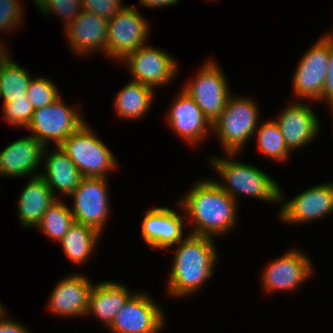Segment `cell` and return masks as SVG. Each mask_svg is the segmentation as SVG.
<instances>
[{
	"label": "cell",
	"instance_id": "cell-23",
	"mask_svg": "<svg viewBox=\"0 0 333 333\" xmlns=\"http://www.w3.org/2000/svg\"><path fill=\"white\" fill-rule=\"evenodd\" d=\"M17 198L18 221L25 228H35L57 199L40 175L29 178Z\"/></svg>",
	"mask_w": 333,
	"mask_h": 333
},
{
	"label": "cell",
	"instance_id": "cell-21",
	"mask_svg": "<svg viewBox=\"0 0 333 333\" xmlns=\"http://www.w3.org/2000/svg\"><path fill=\"white\" fill-rule=\"evenodd\" d=\"M53 147L50 150L45 146L43 150L44 172L40 176L56 198H60L57 191L68 197L80 184L83 176L60 145Z\"/></svg>",
	"mask_w": 333,
	"mask_h": 333
},
{
	"label": "cell",
	"instance_id": "cell-29",
	"mask_svg": "<svg viewBox=\"0 0 333 333\" xmlns=\"http://www.w3.org/2000/svg\"><path fill=\"white\" fill-rule=\"evenodd\" d=\"M54 83L45 76L32 77L26 95L35 110L50 105L61 97V91Z\"/></svg>",
	"mask_w": 333,
	"mask_h": 333
},
{
	"label": "cell",
	"instance_id": "cell-1",
	"mask_svg": "<svg viewBox=\"0 0 333 333\" xmlns=\"http://www.w3.org/2000/svg\"><path fill=\"white\" fill-rule=\"evenodd\" d=\"M179 198L177 201L185 212L186 220H192L187 221L188 227L194 225L188 232L190 234L217 238L229 233L238 224V202L212 178L194 182Z\"/></svg>",
	"mask_w": 333,
	"mask_h": 333
},
{
	"label": "cell",
	"instance_id": "cell-20",
	"mask_svg": "<svg viewBox=\"0 0 333 333\" xmlns=\"http://www.w3.org/2000/svg\"><path fill=\"white\" fill-rule=\"evenodd\" d=\"M64 30L74 54L85 57L100 52L106 55L107 19L82 10Z\"/></svg>",
	"mask_w": 333,
	"mask_h": 333
},
{
	"label": "cell",
	"instance_id": "cell-11",
	"mask_svg": "<svg viewBox=\"0 0 333 333\" xmlns=\"http://www.w3.org/2000/svg\"><path fill=\"white\" fill-rule=\"evenodd\" d=\"M147 292H135L114 316L111 333H158L166 325L162 305Z\"/></svg>",
	"mask_w": 333,
	"mask_h": 333
},
{
	"label": "cell",
	"instance_id": "cell-17",
	"mask_svg": "<svg viewBox=\"0 0 333 333\" xmlns=\"http://www.w3.org/2000/svg\"><path fill=\"white\" fill-rule=\"evenodd\" d=\"M310 105L295 100L274 119L291 153L313 142L320 133L319 118Z\"/></svg>",
	"mask_w": 333,
	"mask_h": 333
},
{
	"label": "cell",
	"instance_id": "cell-27",
	"mask_svg": "<svg viewBox=\"0 0 333 333\" xmlns=\"http://www.w3.org/2000/svg\"><path fill=\"white\" fill-rule=\"evenodd\" d=\"M254 136H257V150L267 158L278 163H283L291 155L274 118L269 121L265 120L262 124L258 125Z\"/></svg>",
	"mask_w": 333,
	"mask_h": 333
},
{
	"label": "cell",
	"instance_id": "cell-8",
	"mask_svg": "<svg viewBox=\"0 0 333 333\" xmlns=\"http://www.w3.org/2000/svg\"><path fill=\"white\" fill-rule=\"evenodd\" d=\"M202 110L211 124L221 115L231 93L229 83L218 62L206 60L197 76L182 88Z\"/></svg>",
	"mask_w": 333,
	"mask_h": 333
},
{
	"label": "cell",
	"instance_id": "cell-34",
	"mask_svg": "<svg viewBox=\"0 0 333 333\" xmlns=\"http://www.w3.org/2000/svg\"><path fill=\"white\" fill-rule=\"evenodd\" d=\"M332 98H333V41L329 38L328 73L323 86L322 97L318 101L326 103L328 100Z\"/></svg>",
	"mask_w": 333,
	"mask_h": 333
},
{
	"label": "cell",
	"instance_id": "cell-2",
	"mask_svg": "<svg viewBox=\"0 0 333 333\" xmlns=\"http://www.w3.org/2000/svg\"><path fill=\"white\" fill-rule=\"evenodd\" d=\"M214 241L215 238L188 233L174 245L176 248L166 288L169 296H193L215 274L219 255Z\"/></svg>",
	"mask_w": 333,
	"mask_h": 333
},
{
	"label": "cell",
	"instance_id": "cell-10",
	"mask_svg": "<svg viewBox=\"0 0 333 333\" xmlns=\"http://www.w3.org/2000/svg\"><path fill=\"white\" fill-rule=\"evenodd\" d=\"M328 63L329 37L323 34L314 45L312 44L307 49L296 65L292 78V88L297 100L317 102L322 97L328 73Z\"/></svg>",
	"mask_w": 333,
	"mask_h": 333
},
{
	"label": "cell",
	"instance_id": "cell-13",
	"mask_svg": "<svg viewBox=\"0 0 333 333\" xmlns=\"http://www.w3.org/2000/svg\"><path fill=\"white\" fill-rule=\"evenodd\" d=\"M284 198L280 189L282 205L277 217L281 222L290 225L311 223L333 213V181L312 186L288 201H284Z\"/></svg>",
	"mask_w": 333,
	"mask_h": 333
},
{
	"label": "cell",
	"instance_id": "cell-24",
	"mask_svg": "<svg viewBox=\"0 0 333 333\" xmlns=\"http://www.w3.org/2000/svg\"><path fill=\"white\" fill-rule=\"evenodd\" d=\"M155 91L140 82L130 81L115 96L114 110L123 119H141L150 110Z\"/></svg>",
	"mask_w": 333,
	"mask_h": 333
},
{
	"label": "cell",
	"instance_id": "cell-7",
	"mask_svg": "<svg viewBox=\"0 0 333 333\" xmlns=\"http://www.w3.org/2000/svg\"><path fill=\"white\" fill-rule=\"evenodd\" d=\"M150 25L138 7L127 5L108 20L106 57L119 63L129 53L148 44Z\"/></svg>",
	"mask_w": 333,
	"mask_h": 333
},
{
	"label": "cell",
	"instance_id": "cell-26",
	"mask_svg": "<svg viewBox=\"0 0 333 333\" xmlns=\"http://www.w3.org/2000/svg\"><path fill=\"white\" fill-rule=\"evenodd\" d=\"M30 74V71L16 63L10 54L1 61L0 98L3 103H10L18 98H28L26 91L32 79Z\"/></svg>",
	"mask_w": 333,
	"mask_h": 333
},
{
	"label": "cell",
	"instance_id": "cell-25",
	"mask_svg": "<svg viewBox=\"0 0 333 333\" xmlns=\"http://www.w3.org/2000/svg\"><path fill=\"white\" fill-rule=\"evenodd\" d=\"M101 236L94 228L75 222L59 243L69 261L82 265L89 261Z\"/></svg>",
	"mask_w": 333,
	"mask_h": 333
},
{
	"label": "cell",
	"instance_id": "cell-16",
	"mask_svg": "<svg viewBox=\"0 0 333 333\" xmlns=\"http://www.w3.org/2000/svg\"><path fill=\"white\" fill-rule=\"evenodd\" d=\"M166 113L168 126L190 145L198 146L212 132V124L195 101L181 88Z\"/></svg>",
	"mask_w": 333,
	"mask_h": 333
},
{
	"label": "cell",
	"instance_id": "cell-14",
	"mask_svg": "<svg viewBox=\"0 0 333 333\" xmlns=\"http://www.w3.org/2000/svg\"><path fill=\"white\" fill-rule=\"evenodd\" d=\"M312 264L305 252L293 248L287 250L262 270V289L271 294L277 291L293 292L314 276Z\"/></svg>",
	"mask_w": 333,
	"mask_h": 333
},
{
	"label": "cell",
	"instance_id": "cell-9",
	"mask_svg": "<svg viewBox=\"0 0 333 333\" xmlns=\"http://www.w3.org/2000/svg\"><path fill=\"white\" fill-rule=\"evenodd\" d=\"M108 179L83 177L77 188L68 196L73 201L71 212L76 223L90 226L100 234L104 232L109 215Z\"/></svg>",
	"mask_w": 333,
	"mask_h": 333
},
{
	"label": "cell",
	"instance_id": "cell-30",
	"mask_svg": "<svg viewBox=\"0 0 333 333\" xmlns=\"http://www.w3.org/2000/svg\"><path fill=\"white\" fill-rule=\"evenodd\" d=\"M40 9L42 15H50L54 13L61 17L63 20V28H67L74 18L83 10L81 0H42L41 3L35 7ZM65 20V21H64Z\"/></svg>",
	"mask_w": 333,
	"mask_h": 333
},
{
	"label": "cell",
	"instance_id": "cell-40",
	"mask_svg": "<svg viewBox=\"0 0 333 333\" xmlns=\"http://www.w3.org/2000/svg\"><path fill=\"white\" fill-rule=\"evenodd\" d=\"M326 35L333 41V32H327Z\"/></svg>",
	"mask_w": 333,
	"mask_h": 333
},
{
	"label": "cell",
	"instance_id": "cell-12",
	"mask_svg": "<svg viewBox=\"0 0 333 333\" xmlns=\"http://www.w3.org/2000/svg\"><path fill=\"white\" fill-rule=\"evenodd\" d=\"M121 63L130 71L132 81L150 86L154 90L172 82L179 67L176 59L168 52L147 44L129 53Z\"/></svg>",
	"mask_w": 333,
	"mask_h": 333
},
{
	"label": "cell",
	"instance_id": "cell-42",
	"mask_svg": "<svg viewBox=\"0 0 333 333\" xmlns=\"http://www.w3.org/2000/svg\"><path fill=\"white\" fill-rule=\"evenodd\" d=\"M5 57L0 58V70H1V61L4 59Z\"/></svg>",
	"mask_w": 333,
	"mask_h": 333
},
{
	"label": "cell",
	"instance_id": "cell-33",
	"mask_svg": "<svg viewBox=\"0 0 333 333\" xmlns=\"http://www.w3.org/2000/svg\"><path fill=\"white\" fill-rule=\"evenodd\" d=\"M82 9L107 20L121 12L126 5L122 0H81Z\"/></svg>",
	"mask_w": 333,
	"mask_h": 333
},
{
	"label": "cell",
	"instance_id": "cell-28",
	"mask_svg": "<svg viewBox=\"0 0 333 333\" xmlns=\"http://www.w3.org/2000/svg\"><path fill=\"white\" fill-rule=\"evenodd\" d=\"M75 223L71 209L61 198H57L43 214L41 222L35 227L47 238L59 243Z\"/></svg>",
	"mask_w": 333,
	"mask_h": 333
},
{
	"label": "cell",
	"instance_id": "cell-31",
	"mask_svg": "<svg viewBox=\"0 0 333 333\" xmlns=\"http://www.w3.org/2000/svg\"><path fill=\"white\" fill-rule=\"evenodd\" d=\"M2 106V118H4L5 122H8V125L12 124L23 129L27 128L35 110L28 98L13 99L12 102L3 103Z\"/></svg>",
	"mask_w": 333,
	"mask_h": 333
},
{
	"label": "cell",
	"instance_id": "cell-19",
	"mask_svg": "<svg viewBox=\"0 0 333 333\" xmlns=\"http://www.w3.org/2000/svg\"><path fill=\"white\" fill-rule=\"evenodd\" d=\"M45 146L33 136L14 140L0 152V178L35 177L40 175Z\"/></svg>",
	"mask_w": 333,
	"mask_h": 333
},
{
	"label": "cell",
	"instance_id": "cell-32",
	"mask_svg": "<svg viewBox=\"0 0 333 333\" xmlns=\"http://www.w3.org/2000/svg\"><path fill=\"white\" fill-rule=\"evenodd\" d=\"M22 3L19 0H0V32H14L19 29L24 17ZM23 21V22H22Z\"/></svg>",
	"mask_w": 333,
	"mask_h": 333
},
{
	"label": "cell",
	"instance_id": "cell-15",
	"mask_svg": "<svg viewBox=\"0 0 333 333\" xmlns=\"http://www.w3.org/2000/svg\"><path fill=\"white\" fill-rule=\"evenodd\" d=\"M177 203L180 213L166 206L146 209L141 222V237L149 247L167 252L187 235L183 232L186 215Z\"/></svg>",
	"mask_w": 333,
	"mask_h": 333
},
{
	"label": "cell",
	"instance_id": "cell-22",
	"mask_svg": "<svg viewBox=\"0 0 333 333\" xmlns=\"http://www.w3.org/2000/svg\"><path fill=\"white\" fill-rule=\"evenodd\" d=\"M91 291L88 310L86 316H95L96 320L107 329L111 326L114 316L118 310L134 294L133 291L123 283L114 281L94 282Z\"/></svg>",
	"mask_w": 333,
	"mask_h": 333
},
{
	"label": "cell",
	"instance_id": "cell-36",
	"mask_svg": "<svg viewBox=\"0 0 333 333\" xmlns=\"http://www.w3.org/2000/svg\"><path fill=\"white\" fill-rule=\"evenodd\" d=\"M180 0H140L141 6L146 8L171 7L179 3Z\"/></svg>",
	"mask_w": 333,
	"mask_h": 333
},
{
	"label": "cell",
	"instance_id": "cell-18",
	"mask_svg": "<svg viewBox=\"0 0 333 333\" xmlns=\"http://www.w3.org/2000/svg\"><path fill=\"white\" fill-rule=\"evenodd\" d=\"M94 285L87 276L80 273L64 276L53 288L47 309L60 317H86Z\"/></svg>",
	"mask_w": 333,
	"mask_h": 333
},
{
	"label": "cell",
	"instance_id": "cell-41",
	"mask_svg": "<svg viewBox=\"0 0 333 333\" xmlns=\"http://www.w3.org/2000/svg\"><path fill=\"white\" fill-rule=\"evenodd\" d=\"M42 0H33V2L35 3L34 5H36L35 7H37L40 3H41Z\"/></svg>",
	"mask_w": 333,
	"mask_h": 333
},
{
	"label": "cell",
	"instance_id": "cell-6",
	"mask_svg": "<svg viewBox=\"0 0 333 333\" xmlns=\"http://www.w3.org/2000/svg\"><path fill=\"white\" fill-rule=\"evenodd\" d=\"M62 100V96L54 103L34 110L32 119L27 126L32 135L44 146L53 143L60 145L85 122L79 108H72Z\"/></svg>",
	"mask_w": 333,
	"mask_h": 333
},
{
	"label": "cell",
	"instance_id": "cell-3",
	"mask_svg": "<svg viewBox=\"0 0 333 333\" xmlns=\"http://www.w3.org/2000/svg\"><path fill=\"white\" fill-rule=\"evenodd\" d=\"M224 157L211 156L209 163L223 182L213 179L236 202L245 195L266 203L280 202L282 187L261 169L234 160L239 153H225ZM233 158V159H232Z\"/></svg>",
	"mask_w": 333,
	"mask_h": 333
},
{
	"label": "cell",
	"instance_id": "cell-4",
	"mask_svg": "<svg viewBox=\"0 0 333 333\" xmlns=\"http://www.w3.org/2000/svg\"><path fill=\"white\" fill-rule=\"evenodd\" d=\"M252 97L229 96L221 115L213 122L212 132L225 153H239L254 136L260 111Z\"/></svg>",
	"mask_w": 333,
	"mask_h": 333
},
{
	"label": "cell",
	"instance_id": "cell-38",
	"mask_svg": "<svg viewBox=\"0 0 333 333\" xmlns=\"http://www.w3.org/2000/svg\"><path fill=\"white\" fill-rule=\"evenodd\" d=\"M325 104L328 105V107L330 108V111H331V116H332V123H333V98L328 100ZM333 127V125H332Z\"/></svg>",
	"mask_w": 333,
	"mask_h": 333
},
{
	"label": "cell",
	"instance_id": "cell-39",
	"mask_svg": "<svg viewBox=\"0 0 333 333\" xmlns=\"http://www.w3.org/2000/svg\"><path fill=\"white\" fill-rule=\"evenodd\" d=\"M5 308L3 307L2 303L0 302V317L6 312Z\"/></svg>",
	"mask_w": 333,
	"mask_h": 333
},
{
	"label": "cell",
	"instance_id": "cell-37",
	"mask_svg": "<svg viewBox=\"0 0 333 333\" xmlns=\"http://www.w3.org/2000/svg\"><path fill=\"white\" fill-rule=\"evenodd\" d=\"M3 41L0 40V58L6 57L10 54V51L8 49V46H6Z\"/></svg>",
	"mask_w": 333,
	"mask_h": 333
},
{
	"label": "cell",
	"instance_id": "cell-35",
	"mask_svg": "<svg viewBox=\"0 0 333 333\" xmlns=\"http://www.w3.org/2000/svg\"><path fill=\"white\" fill-rule=\"evenodd\" d=\"M0 333H30L29 328L8 317L7 311L0 317Z\"/></svg>",
	"mask_w": 333,
	"mask_h": 333
},
{
	"label": "cell",
	"instance_id": "cell-5",
	"mask_svg": "<svg viewBox=\"0 0 333 333\" xmlns=\"http://www.w3.org/2000/svg\"><path fill=\"white\" fill-rule=\"evenodd\" d=\"M83 177L107 178L108 173L116 170V157L109 147L85 122L61 144Z\"/></svg>",
	"mask_w": 333,
	"mask_h": 333
}]
</instances>
